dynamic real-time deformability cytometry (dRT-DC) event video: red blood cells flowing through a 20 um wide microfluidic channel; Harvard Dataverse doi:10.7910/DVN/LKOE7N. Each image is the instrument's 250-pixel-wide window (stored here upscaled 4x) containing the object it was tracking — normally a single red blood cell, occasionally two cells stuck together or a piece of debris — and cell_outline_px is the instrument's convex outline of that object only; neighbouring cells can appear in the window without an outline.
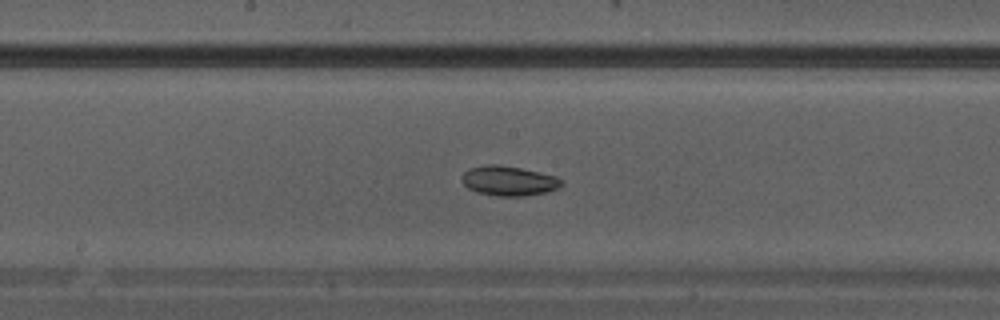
{"species": "Egyptian fruit bat (a non-hibernating species)", "species_latin": "Rousettus aegyptiacus", "temperature_condition": "warm", "stored_images_in_passage": 16, "camera_frame_rate_fps": 3000, "um_per_image_px": 0.085, "animal": {"sex": "male"}, "frame": {"image": 1, "passage_image": 10, "time_ms": 3.0, "image_size_px": [1000, 320], "cell_outline_px": [[560, 188], [548, 192], [524, 196], [496, 196], [476, 192], [468, 188], [460, 180], [460, 176], [468, 168], [484, 164], [500, 164], [520, 168], [556, 176], [560, 180]], "centroid_in_image_um": [43.18, 15.37], "position_along_channel_um": 205.0, "area_um2": 17.46}}
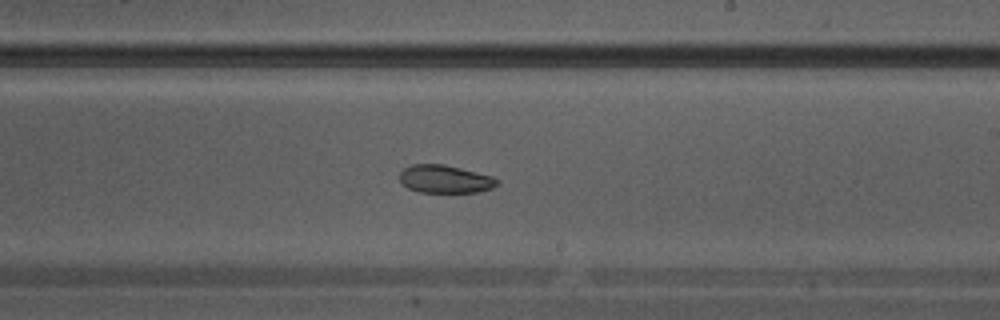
{"frame": {"image": 2, "passage_image": 12, "time_ms": 3.667, "image_size_px": [1000, 320], "cell_outline_px": [[500, 180], [492, 188], [476, 192], [420, 192], [408, 188], [400, 180], [400, 172], [404, 168], [412, 164], [444, 164], [492, 176]], "centroid_in_image_um": [37.82, 15.22], "position_along_channel_um": 251.2, "area_um2": 15.72}}